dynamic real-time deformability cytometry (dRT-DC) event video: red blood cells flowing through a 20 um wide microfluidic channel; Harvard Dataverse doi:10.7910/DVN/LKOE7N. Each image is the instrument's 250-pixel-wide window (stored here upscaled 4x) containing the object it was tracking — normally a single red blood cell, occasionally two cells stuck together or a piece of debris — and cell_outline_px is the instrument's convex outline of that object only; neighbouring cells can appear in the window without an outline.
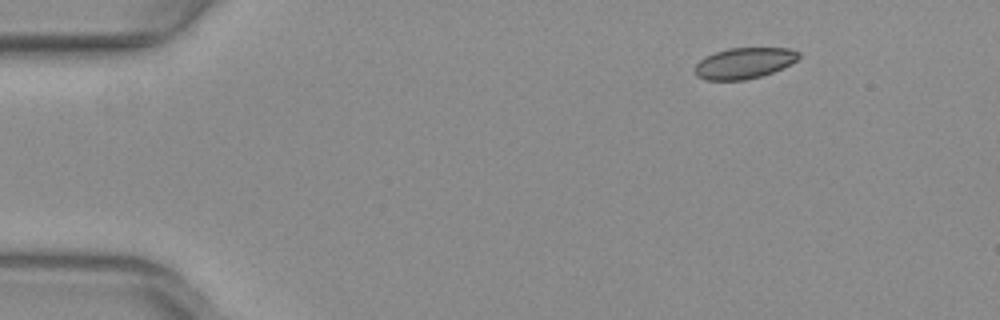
{"species": "common noctule bat (a hibernating species)", "species_latin": "Nyctalus noctula", "temperature_condition": "warm", "stored_images_in_passage": 46, "camera_frame_rate_fps": 3000, "um_per_image_px": 0.085, "animal": {"sex": "female", "body_mass_g": 29.2, "forearm_length_mm": 56.3}, "frame": {"image": 1, "passage_image": 1, "time_ms": 0.0, "image_size_px": [1000, 320], "cell_outline_px": [[800, 56], [796, 60], [784, 68], [760, 76], [744, 80], [704, 80], [696, 76], [696, 64], [704, 56], [728, 48], [792, 48], [800, 52]], "centroid_in_image_um": [63.26, 5.36], "position_along_channel_um": 21.7, "area_um2": 18.79}}
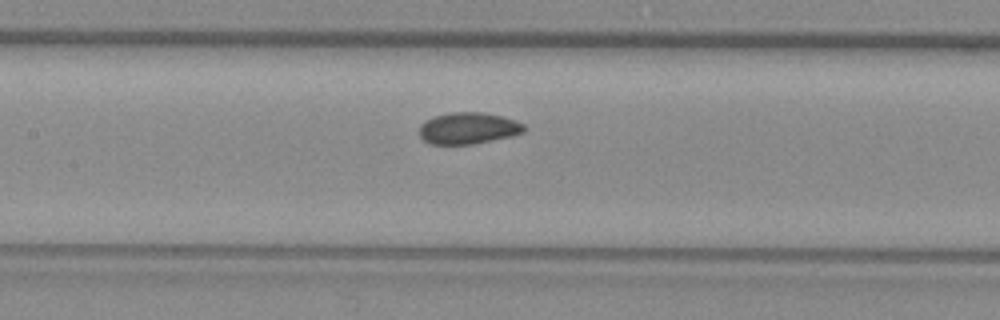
{"frame": {"image": 2, "passage_image": 19, "time_ms": 6.0, "image_size_px": [1000, 320], "cell_outline_px": [[524, 132], [512, 136], [472, 144], [428, 144], [420, 136], [420, 124], [424, 120], [432, 116], [452, 112], [484, 112], [516, 120], [524, 124]], "centroid_in_image_um": [39.77, 10.89], "position_along_channel_um": 167.6, "area_um2": 19.36}}
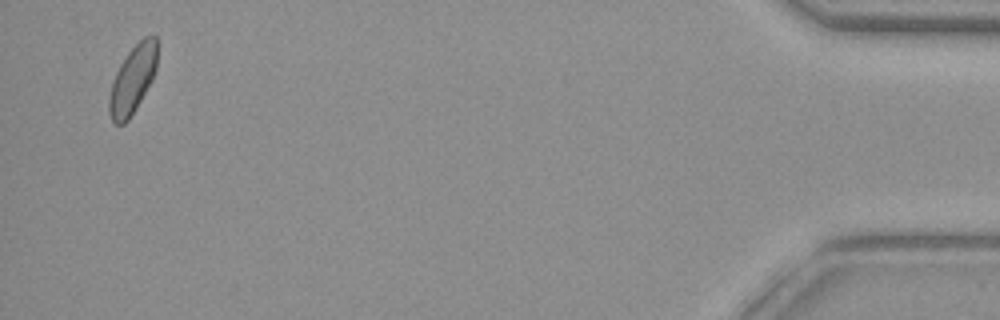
{"frame": {"image": 3, "passage_image": 45, "time_ms": 14.667, "image_size_px": [1000, 320], "cell_outline_px": [[156, 68], [152, 80], [136, 108], [128, 120], [124, 124], [116, 124], [112, 120], [108, 112], [108, 100], [112, 84], [116, 72], [120, 64], [128, 52], [144, 36], [156, 36]], "centroid_in_image_um": [11.26, 6.78], "position_along_channel_um": 423.9, "area_um2": 18.73}, "authors_computed_cell_mechanics": {"area_um2": 19.363, "velocity_mm_per_s": 3.962, "shape_relaxation_time_tau1_ms": 3.2248, "shape_relaxation_time_tau2_ms": 1.7042, "deformation_change_tau1": 0.0624, "deformation_change_tau2": 0.0592}}